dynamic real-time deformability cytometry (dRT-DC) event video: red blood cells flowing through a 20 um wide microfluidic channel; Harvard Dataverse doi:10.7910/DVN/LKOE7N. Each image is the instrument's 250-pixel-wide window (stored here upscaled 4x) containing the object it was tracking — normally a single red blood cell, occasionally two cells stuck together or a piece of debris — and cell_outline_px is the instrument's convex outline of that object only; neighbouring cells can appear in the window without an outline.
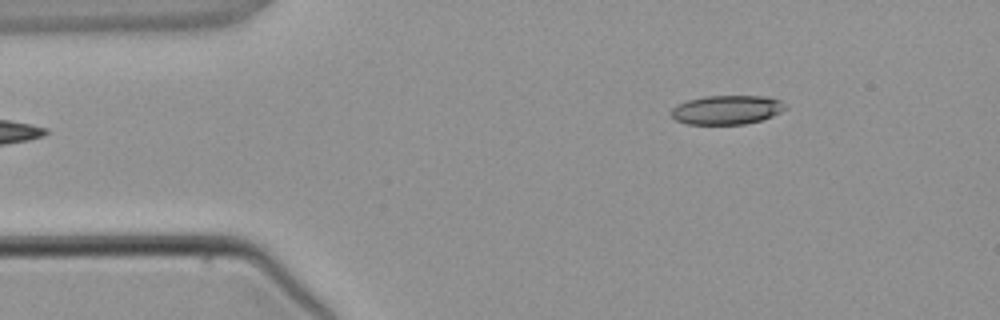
{"species": "common noctule bat (a hibernating species)", "species_latin": "Nyctalus noctula", "temperature_condition": "warm", "stored_images_in_passage": 2, "camera_frame_rate_fps": 3000, "um_per_image_px": 0.085, "animal": {"sex": "male", "body_mass_g": 21.5, "forearm_length_mm": 52.0}, "frame": {"image": 1, "passage_image": 2, "time_ms": 1.333, "image_size_px": [1000, 320], "cell_outline_px": [[788, 108], [772, 116], [760, 120], [744, 124], [688, 124], [676, 120], [672, 116], [672, 108], [676, 104], [688, 100], [704, 96], [768, 96], [780, 100], [788, 104]], "centroid_in_image_um": [61.81, 9.32], "position_along_channel_um": 23.2, "area_um2": 19.42}}